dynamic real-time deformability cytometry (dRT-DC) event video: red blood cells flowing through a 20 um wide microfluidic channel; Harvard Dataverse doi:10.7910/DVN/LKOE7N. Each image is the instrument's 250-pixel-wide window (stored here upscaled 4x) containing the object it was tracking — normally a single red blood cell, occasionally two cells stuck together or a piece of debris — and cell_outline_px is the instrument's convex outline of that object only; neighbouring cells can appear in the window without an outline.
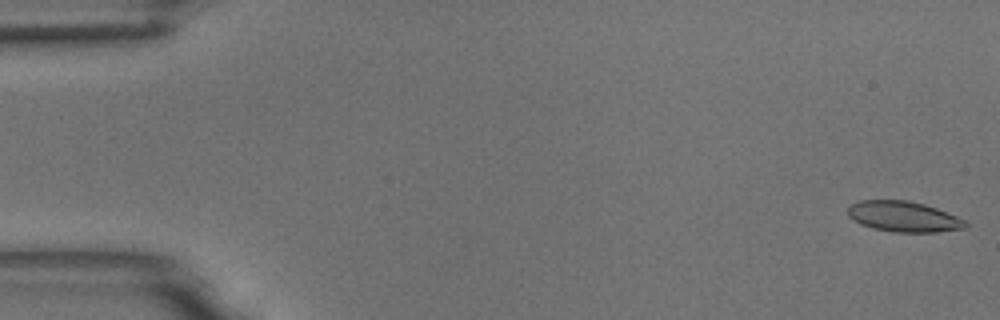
{"species": "common noctule bat (a hibernating species)", "species_latin": "Nyctalus noctula", "temperature_condition": "room temperature", "stored_images_in_passage": 56, "camera_frame_rate_fps": 3000, "um_per_image_px": 0.085, "animal": {"sex": "male", "body_mass_g": 18.8}, "frame": {"image": 1, "passage_image": 1, "time_ms": 0.0, "image_size_px": [1000, 320], "cell_outline_px": [[968, 224], [964, 228], [936, 232], [892, 232], [872, 228], [860, 224], [852, 220], [848, 216], [848, 208], [852, 204], [860, 200], [908, 200], [924, 204], [936, 208], [968, 220]], "centroid_in_image_um": [76.81, 18.41], "position_along_channel_um": 8.2, "area_um2": 21.1}}
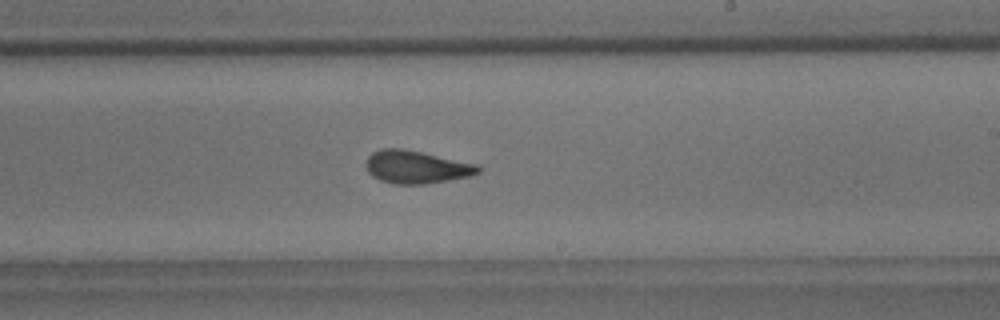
{"frame": {"image": 2, "passage_image": 33, "time_ms": 10.667, "image_size_px": [1000, 320], "cell_outline_px": [[480, 172], [468, 176], [448, 180], [424, 184], [396, 184], [380, 180], [372, 176], [368, 172], [368, 156], [372, 152], [380, 148], [404, 148], [476, 164], [480, 168]], "centroid_in_image_um": [35.37, 14.19], "position_along_channel_um": 253.6, "area_um2": 21.21}}
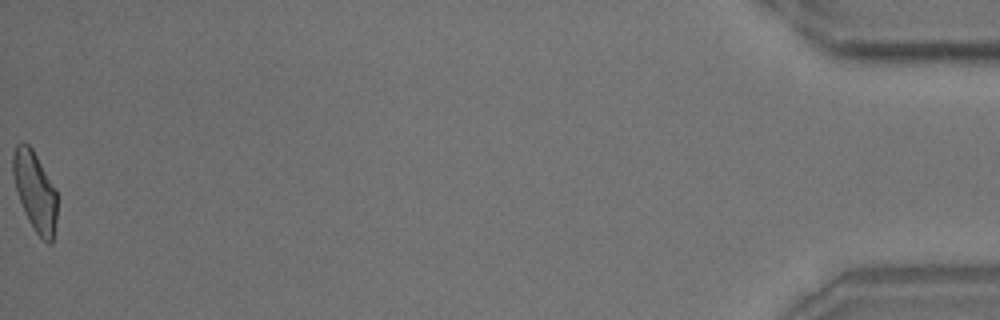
{"frame": {"image": 3, "passage_image": 56, "time_ms": 18.333, "image_size_px": [1000, 320], "cell_outline_px": [[56, 220], [52, 244], [48, 244], [36, 232], [28, 220], [20, 200], [16, 188], [12, 172], [12, 156], [16, 144], [20, 140], [24, 140], [32, 148], [56, 188]], "centroid_in_image_um": [2.97, 16.21], "position_along_channel_um": 432.2, "area_um2": 20.46}, "authors_computed_cell_mechanics": {"area_um2": 21.2993, "velocity_mm_per_s": 3.6321, "shape_relaxation_time_tau1_ms": 9.9396, "shape_relaxation_time_tau2_ms": 2.247, "deformation_change_tau1": 0.2148, "deformation_change_tau2": 0.0854}}